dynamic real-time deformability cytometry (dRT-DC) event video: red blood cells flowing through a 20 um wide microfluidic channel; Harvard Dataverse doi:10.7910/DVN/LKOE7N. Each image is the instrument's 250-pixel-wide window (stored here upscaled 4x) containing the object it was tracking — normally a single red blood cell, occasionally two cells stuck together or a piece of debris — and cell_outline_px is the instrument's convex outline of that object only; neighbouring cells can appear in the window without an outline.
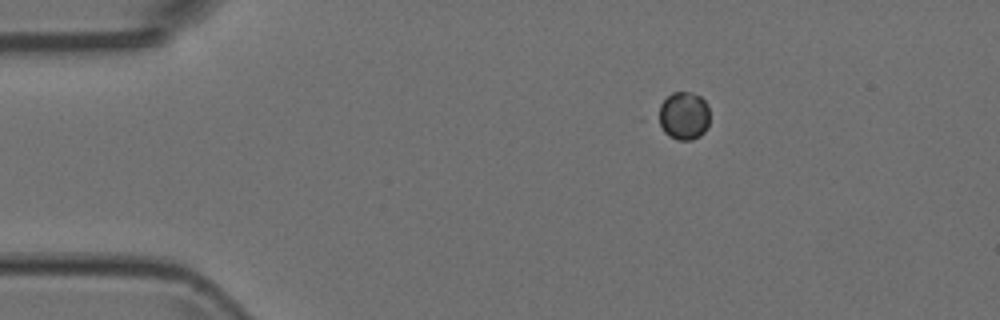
{"species": "Egyptian fruit bat (a non-hibernating species)", "species_latin": "Rousettus aegyptiacus", "temperature_condition": "room temperature", "stored_images_in_passage": 9, "camera_frame_rate_fps": 3000, "um_per_image_px": 0.085, "animal": {"sex": "female"}, "frame": {"image": 1, "passage_image": 1, "time_ms": 0.0, "image_size_px": [1000, 320], "cell_outline_px": [[708, 124], [704, 132], [700, 136], [692, 140], [676, 140], [668, 136], [652, 120], [660, 104], [672, 92], [692, 92], [700, 96], [708, 104]], "centroid_in_image_um": [58.02, 9.85], "position_along_channel_um": 27.0, "area_um2": 15.03}}
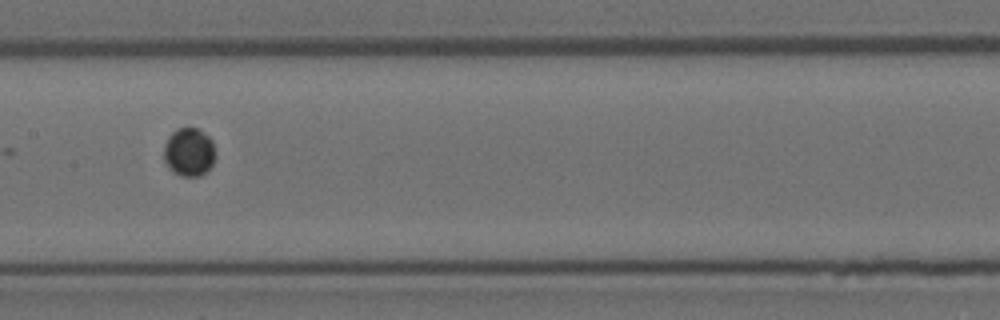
{"frame": {"image": 2, "passage_image": 6, "time_ms": 1.667, "image_size_px": [1000, 320], "cell_outline_px": [[216, 156], [212, 164], [200, 176], [180, 176], [164, 160], [164, 144], [168, 136], [176, 128], [196, 128], [208, 136], [212, 140]], "centroid_in_image_um": [16.07, 12.9], "position_along_channel_um": 191.3, "area_um2": 14.33}}
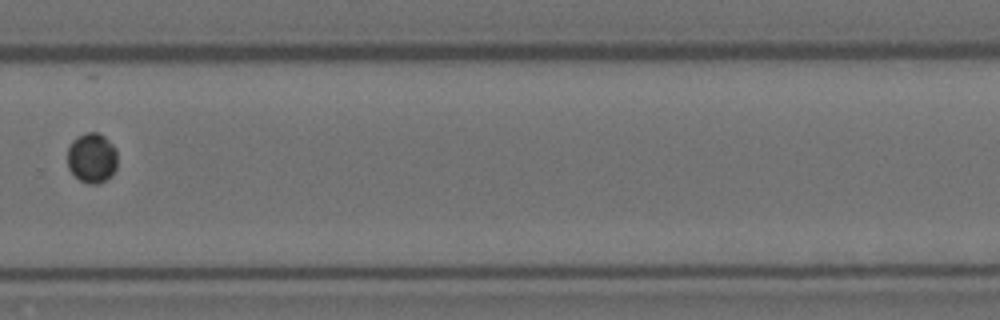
{"frame": {"image": 3, "passage_image": 9, "time_ms": 2.667, "image_size_px": [1000, 320], "cell_outline_px": [[116, 168], [112, 176], [96, 184], [88, 184], [80, 180], [68, 168], [68, 148], [72, 140], [88, 132], [100, 132], [116, 148]], "centroid_in_image_um": [7.82, 13.42], "position_along_channel_um": 322.0, "area_um2": 14.51}}